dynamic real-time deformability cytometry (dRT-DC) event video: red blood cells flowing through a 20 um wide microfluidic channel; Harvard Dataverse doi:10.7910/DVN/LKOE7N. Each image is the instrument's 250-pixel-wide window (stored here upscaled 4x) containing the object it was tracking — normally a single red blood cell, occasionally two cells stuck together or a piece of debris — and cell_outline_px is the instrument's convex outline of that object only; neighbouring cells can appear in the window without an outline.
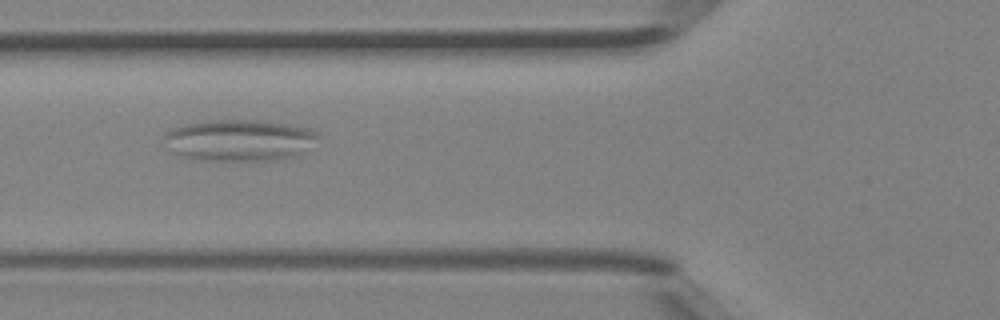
{"species": "Egyptian fruit bat (a non-hibernating species)", "species_latin": "Rousettus aegyptiacus", "temperature_condition": "room temperature", "stored_images_in_passage": 49, "segment_of_instrument_passage": [2, 2], "camera_frame_rate_fps": 3000, "um_per_image_px": 0.085, "animal": {"sex": "female"}, "frame": {"image": 1, "passage_image": 19, "time_ms": 6.0, "image_size_px": [1000, 320], "cell_outline_px": [[320, 136], [296, 156], [276, 160], [196, 160], [180, 156], [172, 152], [164, 136], [164, 132], [172, 128], [188, 124], [208, 120], [260, 120], [288, 124], [312, 128]], "centroid_in_image_um": [20.33, 11.91], "position_along_channel_um": 105.5, "area_um2": 37.17}}
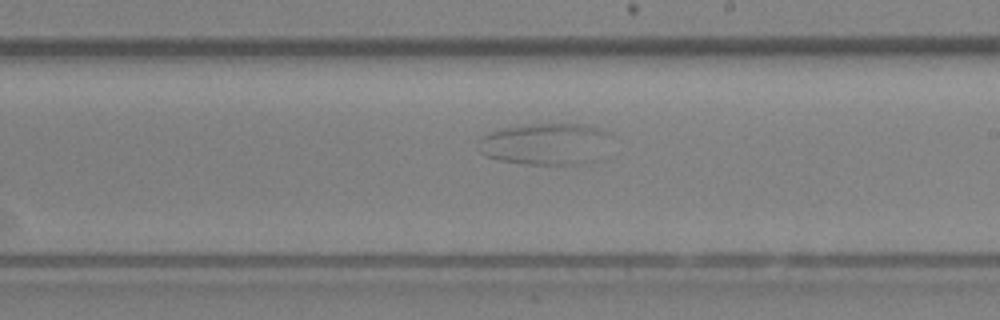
{"frame": {"image": 2, "passage_image": 29, "time_ms": 9.333, "image_size_px": [1000, 320], "cell_outline_px": [[612, 136], [572, 164], [524, 164], [496, 160], [484, 156], [480, 152], [480, 140], [488, 132], [504, 128], [528, 124], [580, 124], [604, 128], [612, 132]], "centroid_in_image_um": [46.14, 12.17], "position_along_channel_um": 242.9, "area_um2": 30.46}}
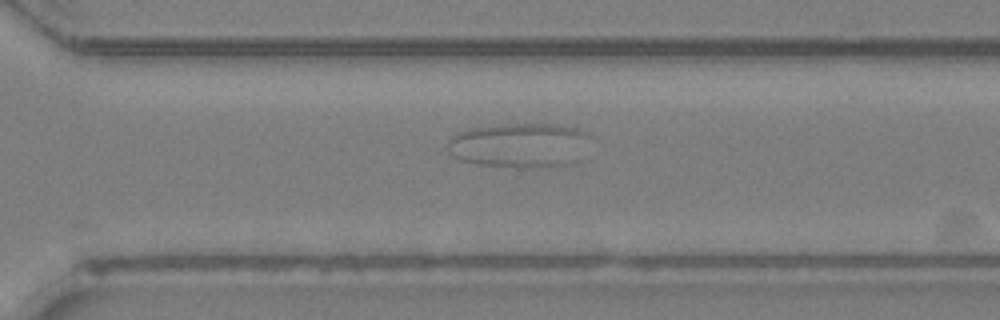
{"frame": {"image": 3, "passage_image": 35, "time_ms": 11.333, "image_size_px": [1000, 320], "cell_outline_px": [[588, 136], [580, 160], [576, 164], [540, 168], [476, 164], [460, 160], [452, 156], [448, 152], [448, 140], [456, 132], [468, 128], [492, 124], [552, 124], [576, 128], [584, 132]], "centroid_in_image_um": [44.12, 12.35], "position_along_channel_um": 326.5, "area_um2": 37.51}}